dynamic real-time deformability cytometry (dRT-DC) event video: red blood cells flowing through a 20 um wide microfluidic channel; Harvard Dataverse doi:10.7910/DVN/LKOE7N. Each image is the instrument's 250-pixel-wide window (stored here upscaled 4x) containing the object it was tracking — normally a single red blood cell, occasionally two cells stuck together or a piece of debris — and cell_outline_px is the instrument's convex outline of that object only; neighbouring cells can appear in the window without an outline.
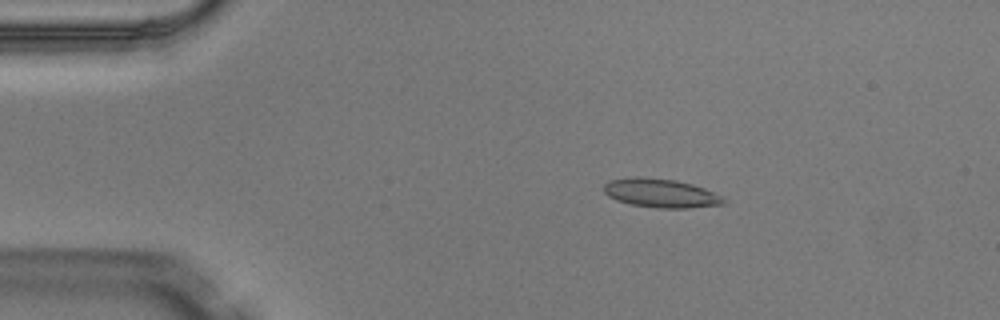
{"species": "Egyptian fruit bat (a non-hibernating species)", "species_latin": "Rousettus aegyptiacus", "temperature_condition": "warm", "stored_images_in_passage": 5, "camera_frame_rate_fps": 3000, "um_per_image_px": 0.085, "animal": {"sex": "male"}, "frame": {"image": 1, "passage_image": 3, "time_ms": 0.667, "image_size_px": [1000, 320], "cell_outline_px": [[728, 200], [724, 204], [684, 208], [656, 208], [632, 204], [616, 200], [608, 196], [604, 192], [604, 184], [608, 180], [632, 176], [644, 176], [676, 180], [692, 184], [704, 188]], "centroid_in_image_um": [56.13, 16.4], "position_along_channel_um": 28.9, "area_um2": 20.23}}
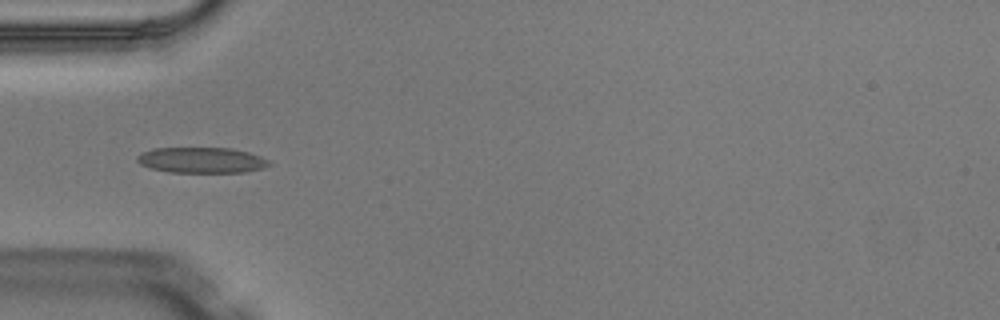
{"frame": {"image": 2, "passage_image": 5, "time_ms": 1.333, "image_size_px": [1000, 320], "cell_outline_px": [[272, 164], [264, 168], [244, 172], [168, 172], [152, 168], [140, 164], [136, 160], [136, 156], [140, 152], [156, 148], [232, 148], [248, 152], [260, 156], [268, 160]], "centroid_in_image_um": [17.13, 13.61], "position_along_channel_um": 67.9, "area_um2": 19.77}}